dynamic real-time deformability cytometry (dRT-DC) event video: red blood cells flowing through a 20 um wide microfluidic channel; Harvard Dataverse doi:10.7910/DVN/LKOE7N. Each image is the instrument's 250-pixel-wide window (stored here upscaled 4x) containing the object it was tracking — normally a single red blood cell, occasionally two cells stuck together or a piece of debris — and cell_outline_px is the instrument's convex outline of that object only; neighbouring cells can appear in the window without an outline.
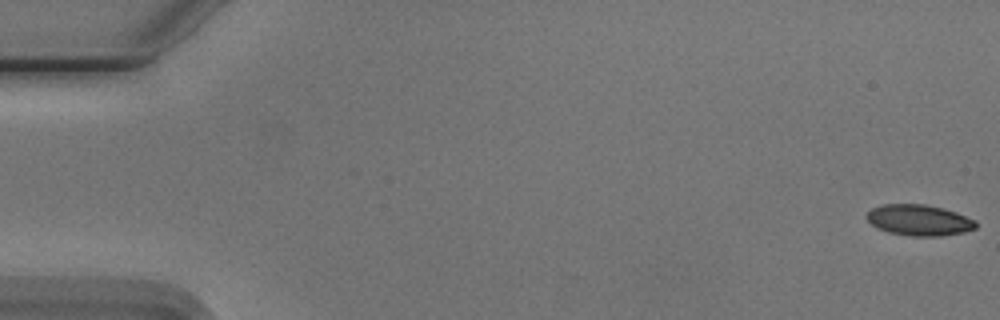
{"species": "Egyptian fruit bat (a non-hibernating species)", "species_latin": "Rousettus aegyptiacus", "temperature_condition": "cold", "stored_images_in_passage": 55, "camera_frame_rate_fps": 3000, "um_per_image_px": 0.085, "animal": {"sex": "male"}, "frame": {"image": 1, "passage_image": 1, "time_ms": 0.0, "image_size_px": [1000, 320], "cell_outline_px": [[976, 228], [964, 232], [940, 236], [912, 236], [888, 232], [876, 228], [868, 220], [868, 212], [872, 208], [880, 204], [924, 204], [944, 208], [956, 212], [976, 220]], "centroid_in_image_um": [78.13, 18.71], "position_along_channel_um": 6.9, "area_um2": 19.71}}
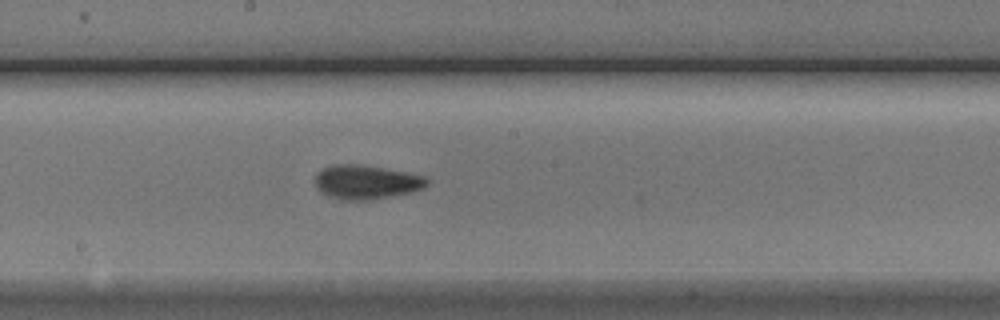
{"frame": {"image": 2, "passage_image": 30, "time_ms": 9.667, "image_size_px": [1000, 320], "cell_outline_px": [[428, 184], [424, 188], [412, 192], [392, 196], [368, 200], [340, 200], [328, 196], [320, 192], [316, 188], [316, 172], [324, 168], [336, 164], [356, 164], [428, 176]], "centroid_in_image_um": [31.13, 15.49], "position_along_channel_um": 217.1, "area_um2": 22.2}}
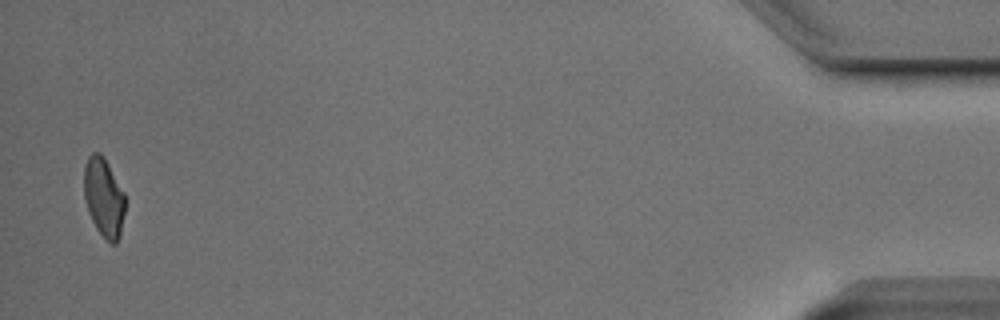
{"frame": {"image": 3, "passage_image": 54, "time_ms": 17.667, "image_size_px": [1000, 320], "cell_outline_px": [[124, 212], [120, 236], [116, 244], [112, 244], [96, 228], [88, 212], [84, 196], [84, 168], [88, 156], [92, 152], [100, 152], [104, 156], [124, 192]], "centroid_in_image_um": [8.81, 16.75], "position_along_channel_um": 426.4, "area_um2": 18.84}, "authors_computed_cell_mechanics": {"area_um2": 20.4612, "velocity_mm_per_s": 3.7499, "shape_relaxation_time_tau1_ms": 4.5294, "shape_relaxation_time_tau2_ms": 5.5516, "deformation_change_tau1": 0.1307, "deformation_change_tau2": 0.0998}}